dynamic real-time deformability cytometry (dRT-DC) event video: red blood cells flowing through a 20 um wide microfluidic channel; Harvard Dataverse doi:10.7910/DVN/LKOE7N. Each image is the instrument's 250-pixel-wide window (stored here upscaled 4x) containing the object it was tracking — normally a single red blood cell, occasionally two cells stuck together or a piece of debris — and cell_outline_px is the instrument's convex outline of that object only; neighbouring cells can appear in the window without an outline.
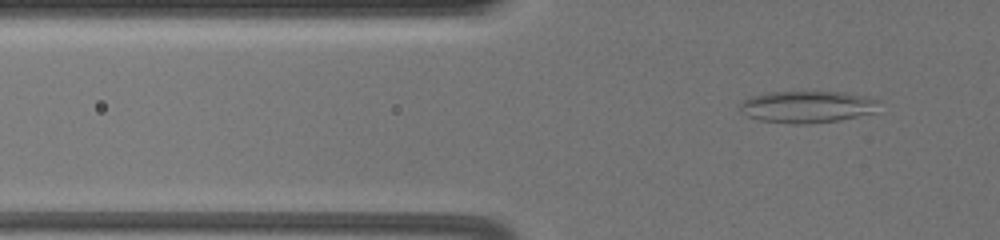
{"species": "common noctule bat (a hibernating species)", "species_latin": "Nyctalus noctula", "temperature_condition": "warm", "stored_images_in_passage": 52, "camera_frame_rate_fps": 3000, "um_per_image_px": 0.085, "animal": {"sex": "female", "body_mass_g": 19.5, "forearm_length_mm": 54.1}, "frame": {"image": 1, "passage_image": 11, "time_ms": 3.333, "image_size_px": [1000, 240], "cell_outline_px": [[880, 100], [876, 112], [840, 120], [808, 124], [796, 124], [760, 120], [748, 116], [740, 112], [740, 104], [744, 100], [752, 96], [772, 92], [844, 92]], "centroid_in_image_um": [68.63, 9.08], "position_along_channel_um": 57.2, "area_um2": 25.72}}
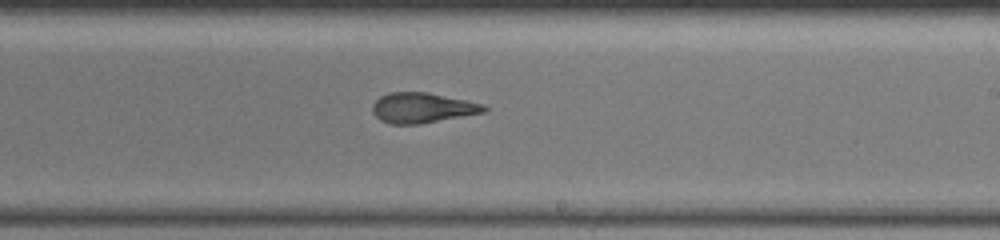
{"frame": {"image": 2, "passage_image": 30, "time_ms": 9.667, "image_size_px": [1000, 240], "cell_outline_px": [[488, 112], [420, 124], [388, 124], [380, 120], [372, 112], [372, 104], [380, 96], [392, 92], [428, 92], [484, 104], [488, 108]], "centroid_in_image_um": [35.91, 9.17], "position_along_channel_um": 253.1, "area_um2": 19.83}}
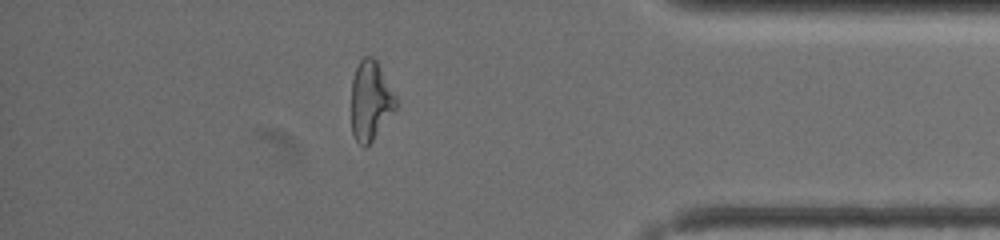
{"frame": {"image": 3, "passage_image": 45, "time_ms": 14.667, "image_size_px": [1000, 240], "cell_outline_px": [[396, 108], [372, 140], [364, 148], [356, 140], [352, 132], [352, 80], [356, 68], [360, 60], [364, 56], [372, 56], [376, 60], [396, 96]], "centroid_in_image_um": [31.48, 8.54], "position_along_channel_um": 403.7, "area_um2": 20.23}, "authors_computed_cell_mechanics": {"area_um2": 20.9814, "velocity_mm_per_s": 3.4567, "shape_relaxation_time_tau1_ms": null, "shape_relaxation_time_tau2_ms": 1.7199, "deformation_change_tau1": null, "deformation_change_tau2": 0.1071}}